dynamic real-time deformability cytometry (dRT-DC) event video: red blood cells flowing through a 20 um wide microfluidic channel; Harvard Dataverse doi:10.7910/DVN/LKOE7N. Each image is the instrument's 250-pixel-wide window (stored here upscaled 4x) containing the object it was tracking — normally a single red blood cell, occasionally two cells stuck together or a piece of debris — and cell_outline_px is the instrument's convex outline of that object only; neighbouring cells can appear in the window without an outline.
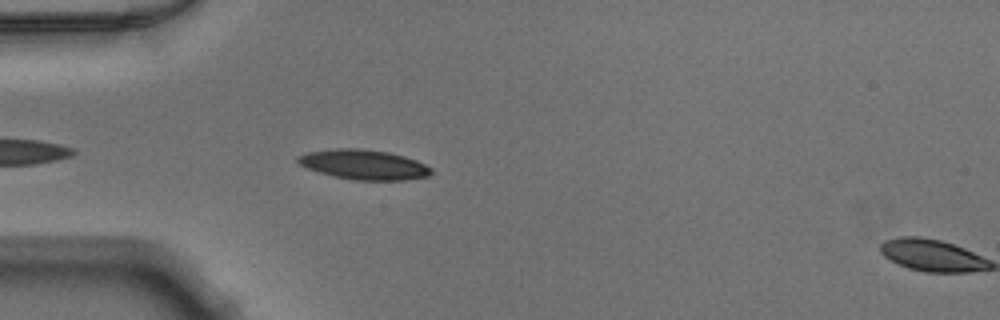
{"species": "Egyptian fruit bat (a non-hibernating species)", "species_latin": "Rousettus aegyptiacus", "temperature_condition": "warm", "stored_images_in_passage": 5, "camera_frame_rate_fps": 3000, "um_per_image_px": 0.085, "animal": {"sex": "male"}, "frame": {"image": 1, "passage_image": 4, "time_ms": 1.0, "image_size_px": [1000, 320], "cell_outline_px": [[432, 172], [428, 176], [404, 180], [352, 180], [320, 172], [308, 168], [300, 164], [296, 160], [296, 156], [308, 152], [332, 148], [360, 148], [388, 152], [404, 156], [416, 160], [432, 168]], "centroid_in_image_um": [30.92, 13.98], "position_along_channel_um": 54.1, "area_um2": 23.12}}